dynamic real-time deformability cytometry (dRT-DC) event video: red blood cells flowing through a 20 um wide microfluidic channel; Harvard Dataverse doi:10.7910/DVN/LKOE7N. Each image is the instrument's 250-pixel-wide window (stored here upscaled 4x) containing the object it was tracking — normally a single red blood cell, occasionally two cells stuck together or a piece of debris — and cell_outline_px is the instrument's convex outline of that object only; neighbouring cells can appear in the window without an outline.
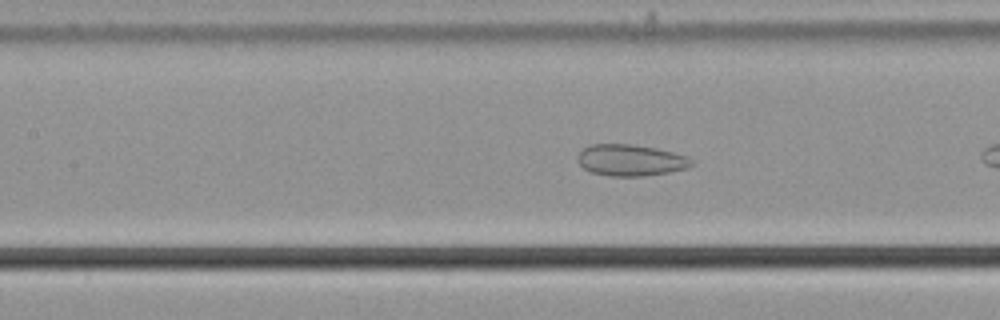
{"species": "common noctule bat (a hibernating species)", "species_latin": "Nyctalus noctula", "temperature_condition": "cold", "stored_images_in_passage": 12, "camera_frame_rate_fps": 3000, "um_per_image_px": 0.085, "animal": {"sex": "male", "body_mass_g": 21.5, "forearm_length_mm": 52.0}, "frame": {"image": 1, "passage_image": 9, "time_ms": 2.667, "image_size_px": [1000, 320], "cell_outline_px": [[696, 164], [688, 168], [668, 172], [644, 176], [612, 176], [592, 172], [584, 168], [576, 160], [576, 156], [584, 148], [592, 144], [632, 144], [656, 148], [688, 156]], "centroid_in_image_um": [53.62, 13.61], "position_along_channel_um": 153.8, "area_um2": 20.92}}